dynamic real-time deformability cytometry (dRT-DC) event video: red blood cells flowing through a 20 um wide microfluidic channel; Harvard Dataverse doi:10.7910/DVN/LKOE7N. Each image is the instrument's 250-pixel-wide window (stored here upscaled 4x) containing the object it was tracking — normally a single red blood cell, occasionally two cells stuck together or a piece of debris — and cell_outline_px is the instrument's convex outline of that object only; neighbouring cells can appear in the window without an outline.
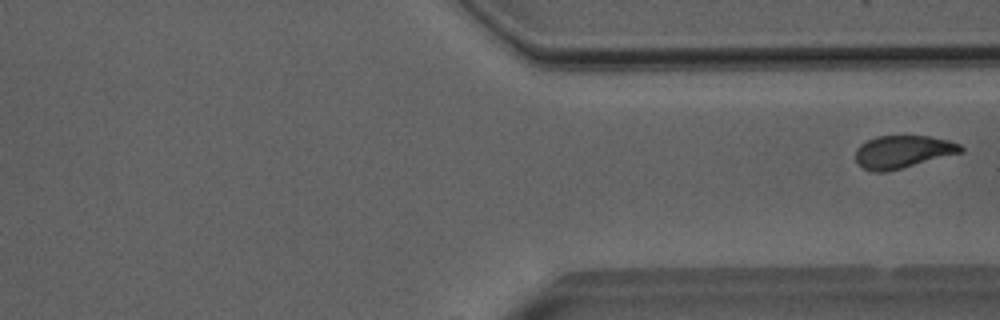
{"species": "Egyptian fruit bat (a non-hibernating species)", "species_latin": "Rousettus aegyptiacus", "temperature_condition": "room temperature", "stored_images_in_passage": 32, "camera_frame_rate_fps": 3000, "um_per_image_px": 0.085, "animal": {"sex": "male"}, "frame": {"image": 1, "passage_image": 32, "time_ms": 10.333, "image_size_px": [1000, 320], "cell_outline_px": [[964, 152], [884, 172], [872, 172], [864, 168], [856, 160], [856, 148], [860, 144], [876, 136], [928, 136], [948, 140], [960, 144], [964, 148]], "centroid_in_image_um": [76.75, 12.89], "position_along_channel_um": 334.7, "area_um2": 19.88}}